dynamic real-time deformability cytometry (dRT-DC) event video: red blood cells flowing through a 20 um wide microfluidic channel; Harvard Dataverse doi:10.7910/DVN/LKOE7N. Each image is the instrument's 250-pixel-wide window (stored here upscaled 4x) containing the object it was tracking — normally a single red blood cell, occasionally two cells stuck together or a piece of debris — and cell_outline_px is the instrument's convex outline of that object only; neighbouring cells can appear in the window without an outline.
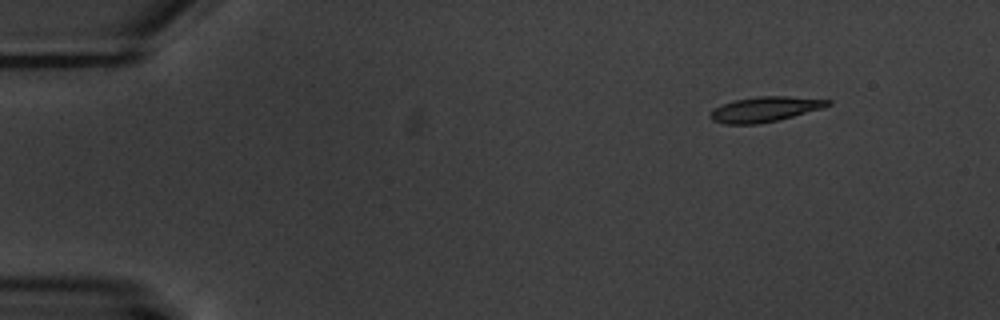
{"species": "common noctule bat (a hibernating species)", "species_latin": "Nyctalus noctula", "temperature_condition": "warm", "stored_images_in_passage": 4, "camera_frame_rate_fps": 3000, "um_per_image_px": 0.085, "animal": {"sex": "male", "body_mass_g": 20.1, "forearm_length_mm": 53.5}, "frame": {"image": 1, "passage_image": 1, "time_ms": 0.0, "image_size_px": [1000, 320], "cell_outline_px": [[832, 104], [820, 108], [780, 120], [756, 124], [724, 124], [712, 120], [708, 116], [708, 112], [712, 108], [736, 100], [756, 96], [788, 96], [832, 100]], "centroid_in_image_um": [64.97, 9.29], "position_along_channel_um": 20.0, "area_um2": 17.22}}
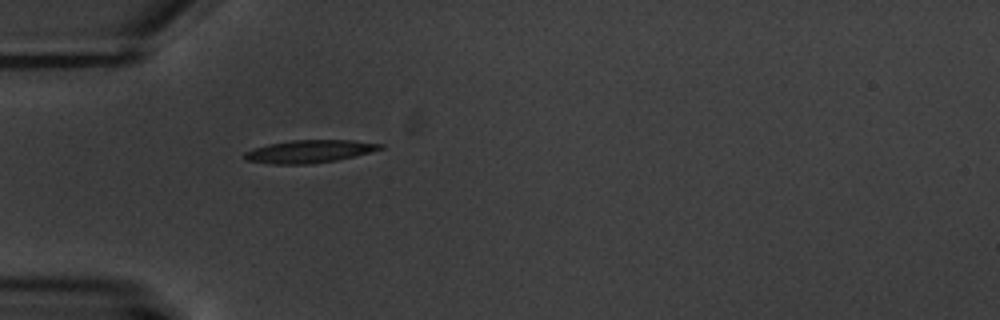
{"frame": {"image": 2, "passage_image": 4, "time_ms": 3.667, "image_size_px": [1000, 320], "cell_outline_px": [[384, 148], [336, 160], [312, 164], [272, 164], [244, 160], [240, 156], [244, 152], [268, 144], [292, 140], [352, 140], [384, 144]], "centroid_in_image_um": [26.24, 12.87], "position_along_channel_um": 58.8, "area_um2": 17.98}}